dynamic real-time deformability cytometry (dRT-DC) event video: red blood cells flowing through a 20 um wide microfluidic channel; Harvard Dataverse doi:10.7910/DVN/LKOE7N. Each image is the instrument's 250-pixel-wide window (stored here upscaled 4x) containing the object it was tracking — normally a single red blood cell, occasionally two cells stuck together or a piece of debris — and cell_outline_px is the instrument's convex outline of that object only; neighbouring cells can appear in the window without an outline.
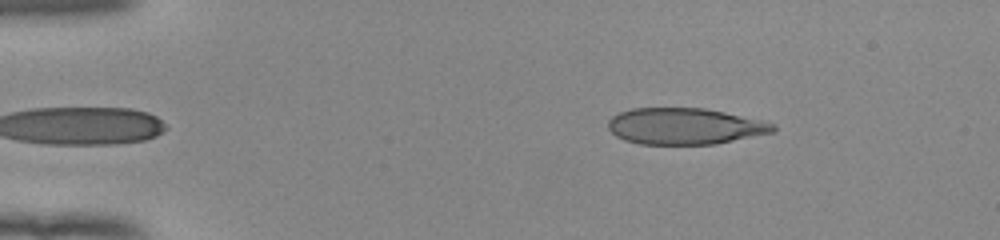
{"species": "human", "species_latin": "Homo sapiens", "temperature_condition": "room temperature", "stored_images_in_passage": 44, "camera_frame_rate_fps": 3000, "um_per_image_px": 0.085, "donor": {"sex": "female"}, "frame": {"image": 1, "passage_image": 1, "time_ms": 0.0, "image_size_px": [1000, 240], "cell_outline_px": [[776, 132], [716, 144], [640, 144], [624, 140], [616, 136], [608, 128], [608, 120], [612, 116], [620, 112], [632, 108], [704, 108], [724, 112], [760, 120], [776, 124]], "centroid_in_image_um": [58.21, 10.73], "position_along_channel_um": 26.8, "area_um2": 35.03}}
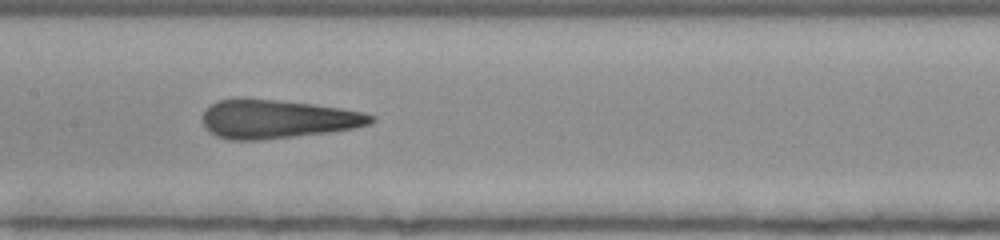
{"frame": {"image": 2, "passage_image": 19, "time_ms": 6.0, "image_size_px": [1000, 240], "cell_outline_px": [[376, 120], [372, 124], [352, 128], [328, 132], [260, 140], [228, 140], [216, 136], [208, 132], [204, 128], [204, 112], [212, 104], [220, 100], [276, 100], [312, 104], [340, 108], [364, 112], [376, 116]], "centroid_in_image_um": [23.62, 10.15], "position_along_channel_um": 183.8, "area_um2": 37.4}}
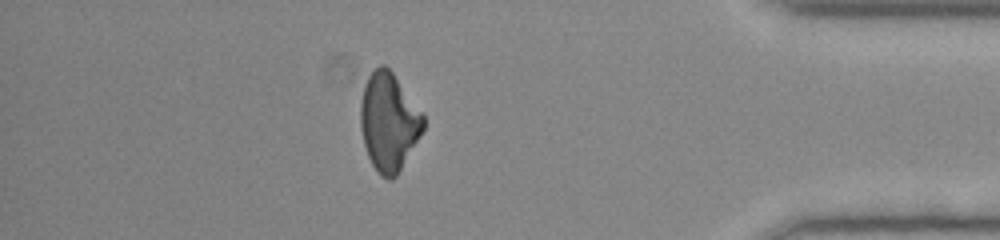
{"frame": {"image": 3, "passage_image": 38, "time_ms": 12.333, "image_size_px": [1000, 240], "cell_outline_px": [[424, 128], [420, 136], [396, 176], [392, 180], [388, 180], [380, 176], [376, 172], [368, 156], [364, 144], [360, 128], [360, 100], [364, 84], [368, 76], [380, 64], [384, 64], [392, 72], [424, 112]], "centroid_in_image_um": [33.04, 10.36], "position_along_channel_um": 402.2, "area_um2": 36.18}, "authors_computed_cell_mechanics": {"area_um2": 37.3677, "velocity_mm_per_s": 3.9813, "shape_relaxation_time_tau1_ms": null, "shape_relaxation_time_tau2_ms": 1.4674, "deformation_change_tau1": null, "deformation_change_tau2": 0.0963}}